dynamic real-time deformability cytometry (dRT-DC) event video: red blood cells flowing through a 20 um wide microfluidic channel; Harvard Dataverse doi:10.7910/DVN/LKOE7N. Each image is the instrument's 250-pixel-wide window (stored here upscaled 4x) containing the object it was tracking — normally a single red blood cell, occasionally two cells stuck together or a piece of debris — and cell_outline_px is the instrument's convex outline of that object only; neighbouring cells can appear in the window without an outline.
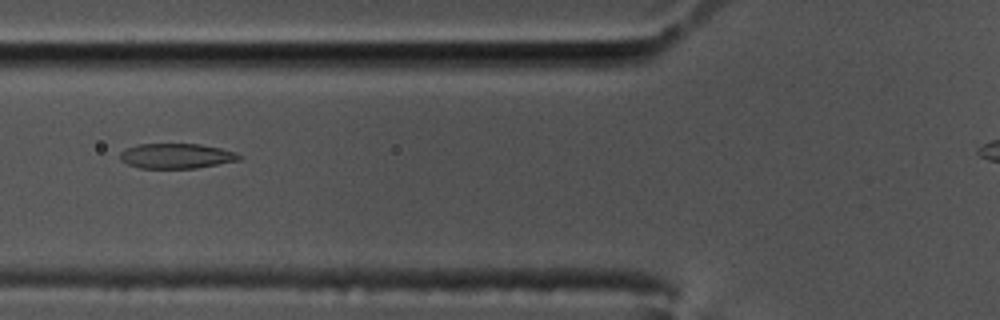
{"species": "common noctule bat (a hibernating species)", "species_latin": "Nyctalus noctula", "temperature_condition": "cold", "stored_images_in_passage": 43, "camera_frame_rate_fps": 3000, "um_per_image_px": 0.085, "animal": {"sex": "male", "body_mass_g": 17.5, "forearm_length_mm": 52.3}, "frame": {"image": 1, "passage_image": 12, "time_ms": 3.667, "image_size_px": [1000, 320], "cell_outline_px": [[244, 156], [240, 160], [196, 168], [140, 168], [128, 164], [120, 160], [120, 152], [124, 148], [136, 144], [200, 144], [220, 148], [236, 152]], "centroid_in_image_um": [14.99, 13.25], "position_along_channel_um": 110.8, "area_um2": 17.51}}
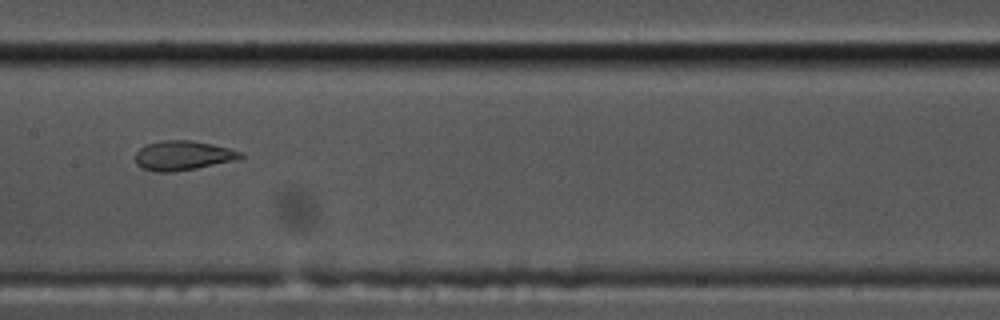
{"frame": {"image": 2, "passage_image": 19, "time_ms": 6.0, "image_size_px": [1000, 320], "cell_outline_px": [[244, 156], [236, 160], [196, 168], [172, 172], [152, 172], [140, 168], [136, 164], [136, 152], [140, 148], [148, 144], [160, 140], [192, 140], [212, 144], [228, 148], [240, 152]], "centroid_in_image_um": [15.5, 13.22], "position_along_channel_um": 191.9, "area_um2": 18.09}}
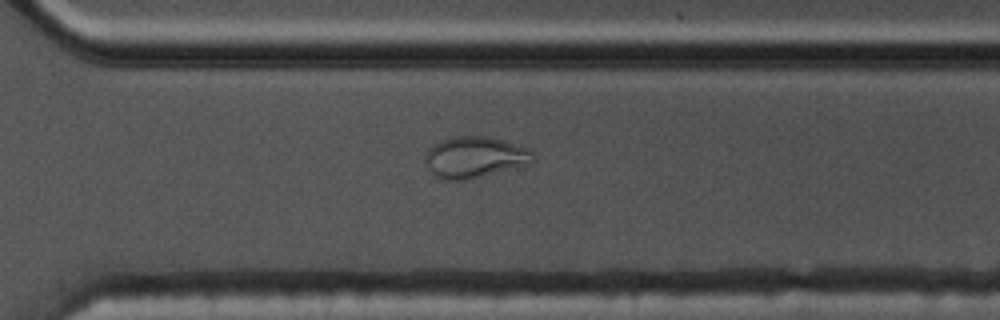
{"frame": {"image": 3, "passage_image": 31, "time_ms": 10.0, "image_size_px": [1000, 320], "cell_outline_px": [[532, 164], [464, 180], [444, 180], [436, 176], [424, 164], [424, 156], [428, 148], [432, 144], [440, 140], [456, 136], [484, 136], [500, 140], [528, 148], [532, 152]], "centroid_in_image_um": [40.29, 13.36], "position_along_channel_um": 330.3, "area_um2": 25.84}, "authors_computed_cell_mechanics": {"area_um2": 19.5364, "velocity_mm_per_s": 3.4678, "shape_relaxation_time_tau1_ms": null, "shape_relaxation_time_tau2_ms": 1.3631, "deformation_change_tau1": null, "deformation_change_tau2": 0.0651}}